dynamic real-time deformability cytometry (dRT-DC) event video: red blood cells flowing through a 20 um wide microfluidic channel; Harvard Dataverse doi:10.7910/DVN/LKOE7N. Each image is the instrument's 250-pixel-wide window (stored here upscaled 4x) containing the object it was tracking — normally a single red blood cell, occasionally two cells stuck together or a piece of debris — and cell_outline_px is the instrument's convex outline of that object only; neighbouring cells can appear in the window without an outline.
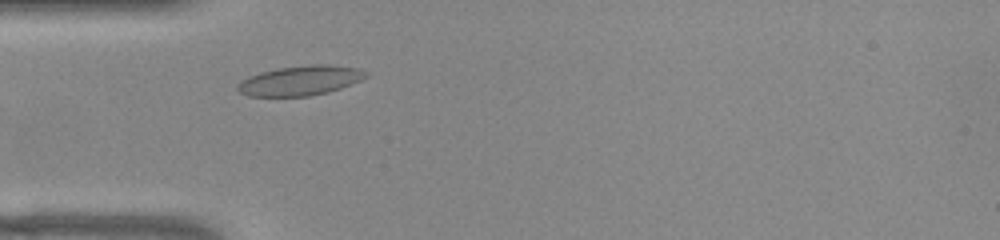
{"species": "common noctule bat (a hibernating species)", "species_latin": "Nyctalus noctula", "temperature_condition": "warm", "stored_images_in_passage": 43, "camera_frame_rate_fps": 3000, "um_per_image_px": 0.085, "animal": {"sex": "female", "body_mass_g": 22.0, "forearm_length_mm": 56.7}, "frame": {"image": 1, "passage_image": 6, "time_ms": 1.667, "image_size_px": [1000, 240], "cell_outline_px": [[368, 76], [360, 80], [340, 88], [328, 92], [308, 96], [248, 96], [240, 92], [236, 88], [236, 84], [240, 80], [248, 76], [260, 72], [276, 68], [308, 64], [328, 64], [360, 68], [368, 72]], "centroid_in_image_um": [25.5, 6.83], "position_along_channel_um": 59.5, "area_um2": 22.48}}
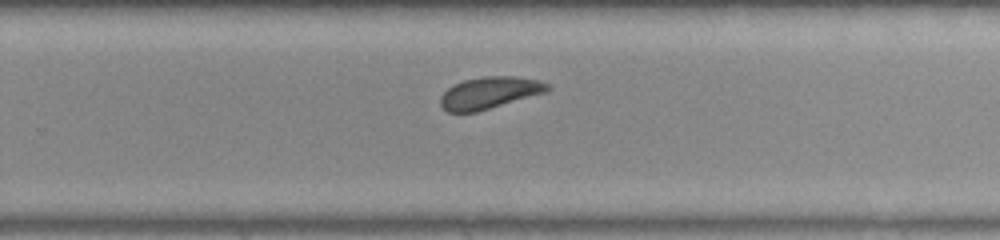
{"frame": {"image": 2, "passage_image": 24, "time_ms": 7.667, "image_size_px": [1000, 240], "cell_outline_px": [[552, 88], [548, 92], [476, 112], [448, 112], [440, 104], [440, 96], [448, 88], [464, 80], [484, 76], [516, 76], [540, 80], [548, 84]], "centroid_in_image_um": [41.65, 7.88], "position_along_channel_um": 288.1, "area_um2": 19.94}}
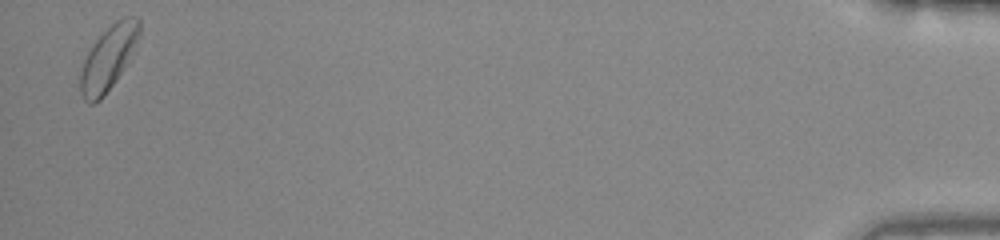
{"frame": {"image": 3, "passage_image": 42, "time_ms": 13.667, "image_size_px": [1000, 240], "cell_outline_px": [[140, 32], [124, 68], [104, 96], [100, 100], [92, 104], [88, 104], [84, 100], [80, 92], [80, 72], [84, 60], [88, 52], [96, 40], [116, 20], [124, 16], [136, 16], [140, 20]], "centroid_in_image_um": [9.19, 4.95], "position_along_channel_um": 426.0, "area_um2": 21.62}, "authors_computed_cell_mechanics": {"area_um2": 20.7502, "velocity_mm_per_s": 3.8518, "shape_relaxation_time_tau1_ms": 2.3583, "shape_relaxation_time_tau2_ms": 0.6749, "deformation_change_tau1": 0.0816, "deformation_change_tau2": 0.0683}}